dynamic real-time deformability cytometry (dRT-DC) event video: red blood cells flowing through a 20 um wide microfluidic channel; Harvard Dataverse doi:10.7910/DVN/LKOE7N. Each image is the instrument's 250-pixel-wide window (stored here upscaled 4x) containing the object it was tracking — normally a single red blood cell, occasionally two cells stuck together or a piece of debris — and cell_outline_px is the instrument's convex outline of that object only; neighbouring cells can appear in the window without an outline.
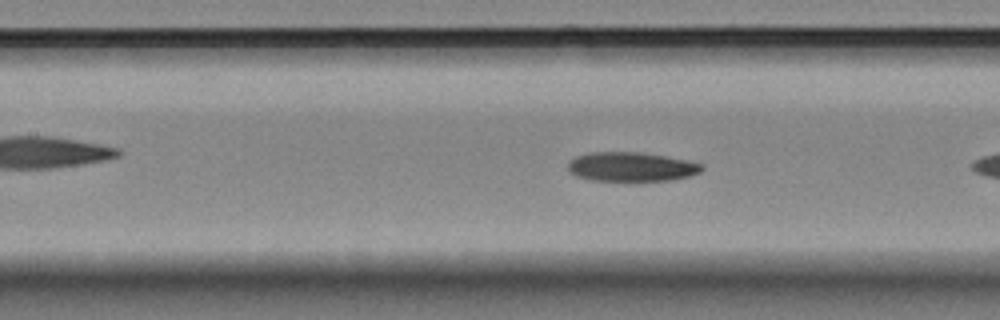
{"species": "Egyptian fruit bat (a non-hibernating species)", "species_latin": "Rousettus aegyptiacus", "temperature_condition": "room temperature", "stored_images_in_passage": 38, "camera_frame_rate_fps": 3000, "um_per_image_px": 0.085, "animal": {"sex": "female"}, "frame": {"image": 1, "passage_image": 6, "time_ms": 1.667, "image_size_px": [1000, 320], "cell_outline_px": [[704, 168], [700, 172], [688, 176], [672, 180], [632, 184], [588, 180], [576, 176], [568, 172], [568, 160], [576, 156], [588, 152], [640, 152], [664, 156], [704, 164]], "centroid_in_image_um": [53.61, 14.23], "position_along_channel_um": 153.8, "area_um2": 23.99}}
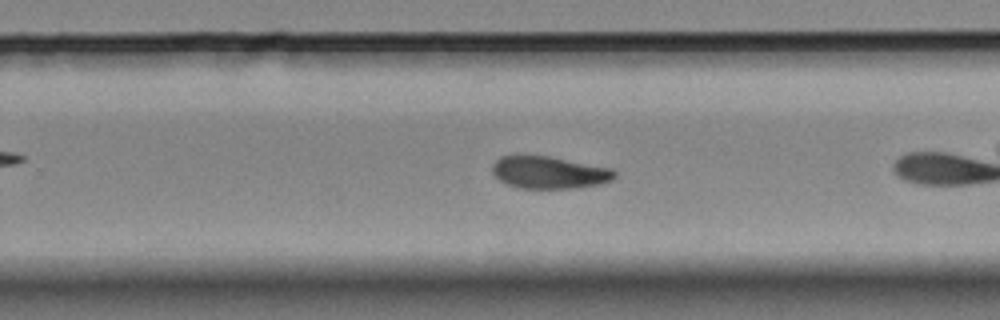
{"frame": {"image": 2, "passage_image": 17, "time_ms": 5.333, "image_size_px": [1000, 320], "cell_outline_px": [[616, 176], [612, 180], [600, 184], [572, 188], [520, 188], [508, 184], [500, 180], [492, 172], [492, 164], [500, 156], [548, 156], [612, 168], [616, 172]], "centroid_in_image_um": [46.69, 14.66], "position_along_channel_um": 283.1, "area_um2": 22.83}, "authors_computed_cell_mechanics": {"area_um2": 23.5535, "velocity_mm_per_s": 3.5422, "shape_relaxation_time_tau1_ms": 4.6951, "shape_relaxation_time_tau2_ms": 4.6968, "deformation_change_tau1": 0.1185, "deformation_change_tau2": 0.0971}}